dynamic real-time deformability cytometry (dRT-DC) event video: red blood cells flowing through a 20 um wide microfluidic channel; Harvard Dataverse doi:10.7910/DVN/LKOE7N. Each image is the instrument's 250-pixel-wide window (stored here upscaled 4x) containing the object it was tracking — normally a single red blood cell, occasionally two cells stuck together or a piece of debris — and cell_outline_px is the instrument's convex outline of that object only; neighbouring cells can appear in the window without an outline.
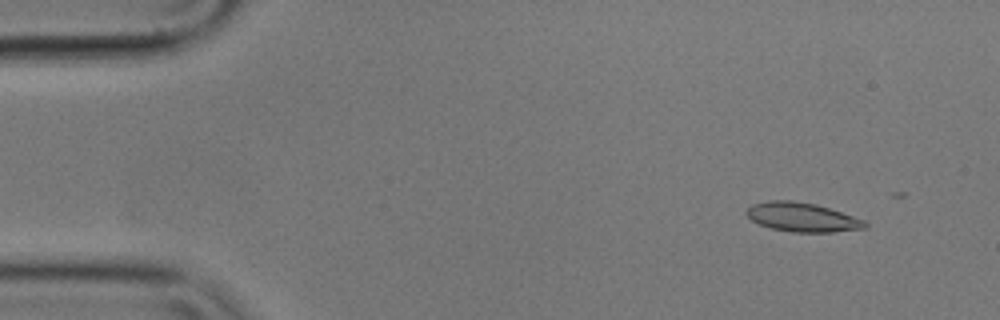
{"species": "common noctule bat (a hibernating species)", "species_latin": "Nyctalus noctula", "temperature_condition": "cold", "stored_images_in_passage": 4, "camera_frame_rate_fps": 3000, "um_per_image_px": 0.085, "animal": {"sex": "male", "body_mass_g": 17.9}, "frame": {"image": 1, "passage_image": 2, "time_ms": 0.333, "image_size_px": [1000, 320], "cell_outline_px": [[868, 228], [832, 232], [792, 232], [772, 228], [760, 224], [752, 220], [744, 212], [752, 204], [768, 200], [792, 200], [816, 204], [864, 220], [868, 224]], "centroid_in_image_um": [68.18, 18.46], "position_along_channel_um": 16.8, "area_um2": 20.0}}